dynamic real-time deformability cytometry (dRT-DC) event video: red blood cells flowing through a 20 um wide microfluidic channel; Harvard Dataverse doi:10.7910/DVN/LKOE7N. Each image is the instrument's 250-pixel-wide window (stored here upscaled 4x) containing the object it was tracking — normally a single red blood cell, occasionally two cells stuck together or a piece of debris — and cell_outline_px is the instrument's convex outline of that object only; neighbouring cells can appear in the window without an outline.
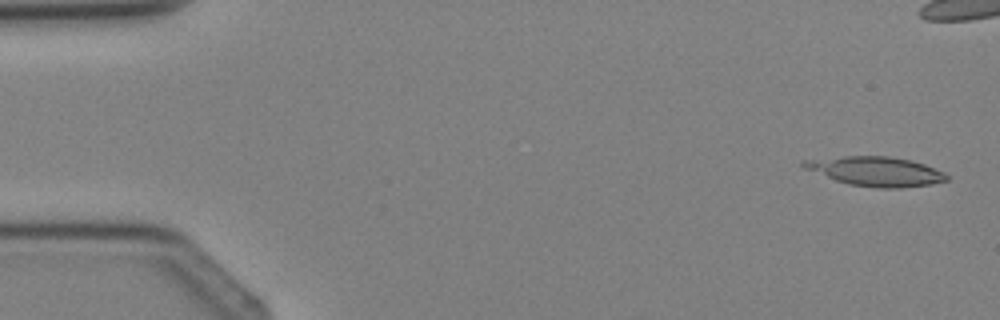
{"species": "Egyptian fruit bat (a non-hibernating species)", "species_latin": "Rousettus aegyptiacus", "temperature_condition": "cold", "stored_images_in_passage": 3, "camera_frame_rate_fps": 3000, "um_per_image_px": 0.085, "animal": {"sex": "female"}, "frame": {"image": 1, "passage_image": 1, "time_ms": 0.0, "image_size_px": [1000, 320], "cell_outline_px": [[948, 180], [932, 184], [900, 188], [880, 188], [848, 184], [836, 180], [804, 168], [800, 164], [800, 160], [844, 156], [888, 156], [912, 160], [924, 164], [944, 172], [948, 176]], "centroid_in_image_um": [74.44, 14.56], "position_along_channel_um": 10.6, "area_um2": 24.45}}